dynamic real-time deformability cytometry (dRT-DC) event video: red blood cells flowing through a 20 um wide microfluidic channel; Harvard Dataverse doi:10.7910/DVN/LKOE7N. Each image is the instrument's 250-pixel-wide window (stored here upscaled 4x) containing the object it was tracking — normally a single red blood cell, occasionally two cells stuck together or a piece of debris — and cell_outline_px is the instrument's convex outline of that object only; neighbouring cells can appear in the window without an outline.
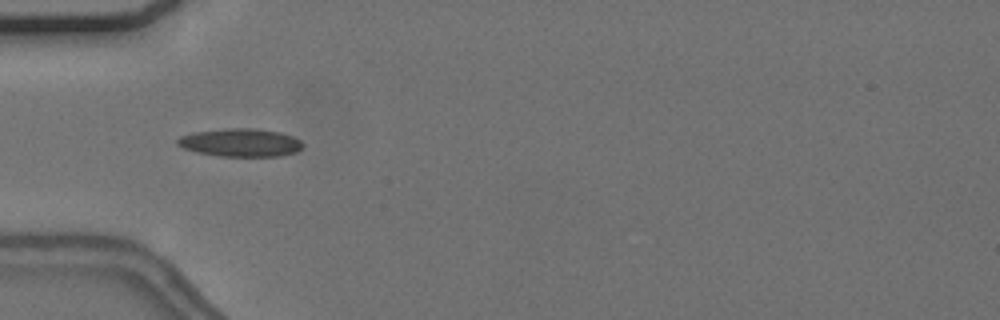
{"species": "common noctule bat (a hibernating species)", "species_latin": "Nyctalus noctula", "temperature_condition": "cold", "stored_images_in_passage": 3, "camera_frame_rate_fps": 3000, "um_per_image_px": 0.085, "animal": {"sex": "female", "body_mass_g": 24.6, "forearm_length_mm": 56.2}, "frame": {"image": 1, "passage_image": 1, "time_ms": 0.0, "image_size_px": [1000, 320], "cell_outline_px": [[304, 144], [296, 152], [280, 156], [220, 156], [196, 152], [184, 148], [176, 144], [176, 140], [180, 136], [192, 132], [224, 128], [256, 128], [280, 132], [292, 136], [300, 140]], "centroid_in_image_um": [20.42, 12.11], "position_along_channel_um": 64.6, "area_um2": 20.63}}